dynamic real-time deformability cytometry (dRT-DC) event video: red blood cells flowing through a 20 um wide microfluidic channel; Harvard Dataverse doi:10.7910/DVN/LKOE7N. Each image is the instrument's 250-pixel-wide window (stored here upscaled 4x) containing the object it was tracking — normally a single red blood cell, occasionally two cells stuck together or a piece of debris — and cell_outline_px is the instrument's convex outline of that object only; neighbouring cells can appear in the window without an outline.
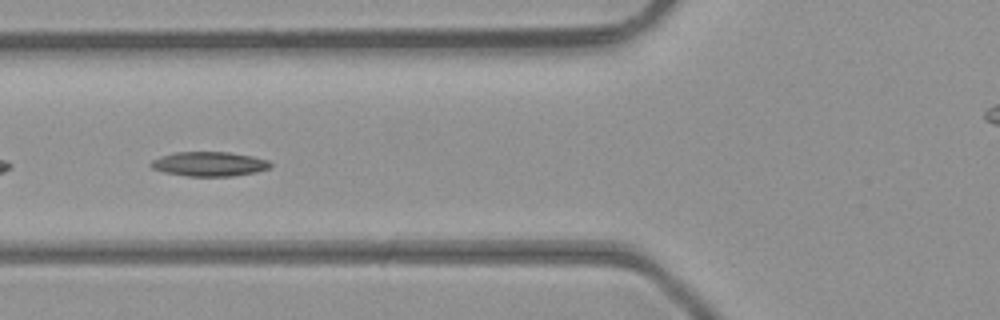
{"species": "common noctule bat (a hibernating species)", "species_latin": "Nyctalus noctula", "temperature_condition": "room temperature", "stored_images_in_passage": 6, "camera_frame_rate_fps": 3000, "um_per_image_px": 0.085, "animal": {"sex": "male", "body_mass_g": 23.1, "forearm_length_mm": 52.7}, "frame": {"image": 1, "passage_image": 5, "time_ms": 1.333, "image_size_px": [1000, 320], "cell_outline_px": [[272, 168], [256, 172], [232, 176], [188, 176], [164, 172], [152, 168], [148, 164], [152, 160], [160, 156], [176, 152], [228, 152], [252, 156], [268, 160], [272, 164]], "centroid_in_image_um": [17.79, 13.94], "position_along_channel_um": 108.0, "area_um2": 17.11}}
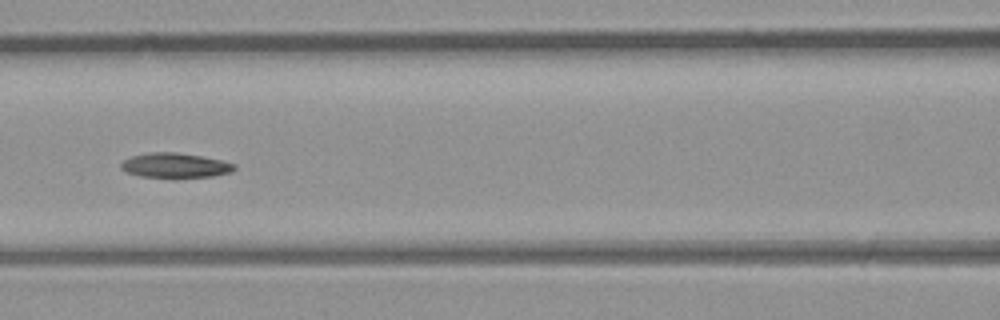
{"frame": {"image": 2, "passage_image": 6, "time_ms": 1.667, "image_size_px": [1000, 320], "cell_outline_px": [[236, 168], [232, 172], [212, 176], [176, 180], [140, 176], [128, 172], [120, 168], [120, 164], [124, 160], [132, 156], [148, 152], [176, 152], [224, 160], [236, 164]], "centroid_in_image_um": [14.92, 14.09], "position_along_channel_um": 151.7, "area_um2": 17.05}}